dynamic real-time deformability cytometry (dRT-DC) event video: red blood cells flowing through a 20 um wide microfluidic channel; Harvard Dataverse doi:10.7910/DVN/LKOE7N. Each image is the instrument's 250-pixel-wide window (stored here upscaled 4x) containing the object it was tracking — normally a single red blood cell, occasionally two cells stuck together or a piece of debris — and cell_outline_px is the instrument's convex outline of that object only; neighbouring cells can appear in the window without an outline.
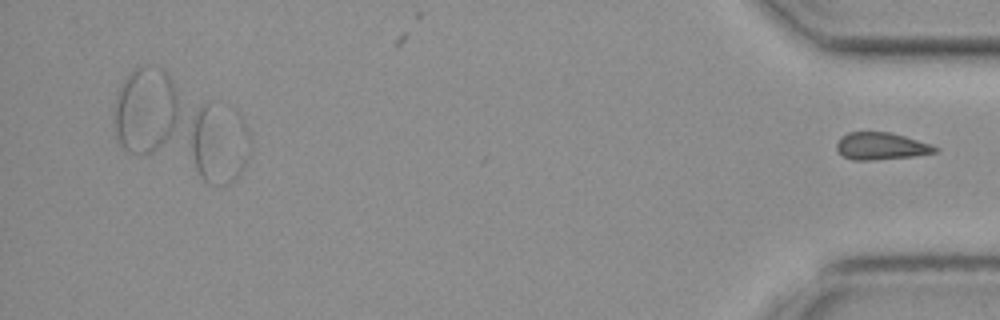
{"species": "common noctule bat (a hibernating species)", "species_latin": "Nyctalus noctula", "temperature_condition": "cold", "stored_images_in_passage": 32, "segment_of_instrument_passage": [2, 2], "camera_frame_rate_fps": 3000, "um_per_image_px": 0.085, "animal": {"sex": "female", "body_mass_g": 19.3, "forearm_length_mm": 54.1}, "frame": {"image": 1, "passage_image": 32, "time_ms": 10.333, "image_size_px": [1000, 320], "cell_outline_px": [[936, 152], [912, 156], [872, 160], [852, 160], [844, 156], [836, 148], [836, 144], [848, 132], [888, 132], [904, 136], [928, 144], [936, 148]], "centroid_in_image_um": [74.84, 12.42], "position_along_channel_um": 360.4, "area_um2": 15.09}}